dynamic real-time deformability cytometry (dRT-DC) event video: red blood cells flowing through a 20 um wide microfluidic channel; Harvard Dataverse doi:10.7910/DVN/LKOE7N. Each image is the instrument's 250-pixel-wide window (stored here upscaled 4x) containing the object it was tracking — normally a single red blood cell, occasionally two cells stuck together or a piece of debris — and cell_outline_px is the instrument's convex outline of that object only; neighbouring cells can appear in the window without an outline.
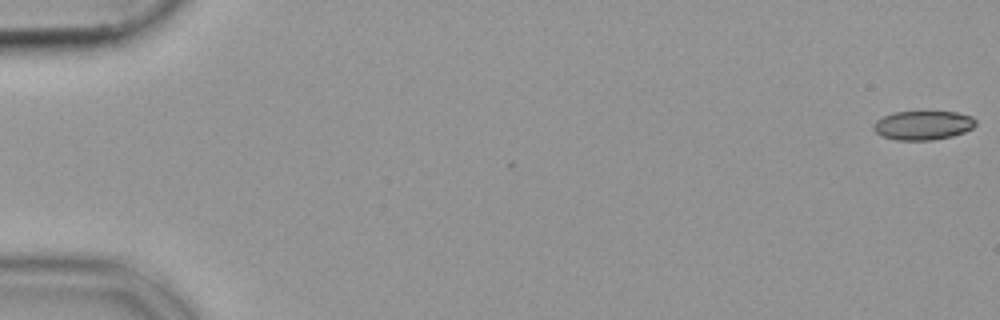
{"species": "common noctule bat (a hibernating species)", "species_latin": "Nyctalus noctula", "temperature_condition": "cold", "stored_images_in_passage": 54, "camera_frame_rate_fps": 3000, "um_per_image_px": 0.085, "animal": {"sex": "female", "body_mass_g": 19.9}, "frame": {"image": 1, "passage_image": 1, "time_ms": 0.0, "image_size_px": [1000, 320], "cell_outline_px": [[976, 124], [972, 128], [964, 132], [952, 136], [932, 140], [896, 140], [880, 136], [872, 128], [872, 124], [876, 120], [892, 112], [956, 112], [972, 116], [976, 120]], "centroid_in_image_um": [78.43, 10.65], "position_along_channel_um": 6.6, "area_um2": 17.4}}
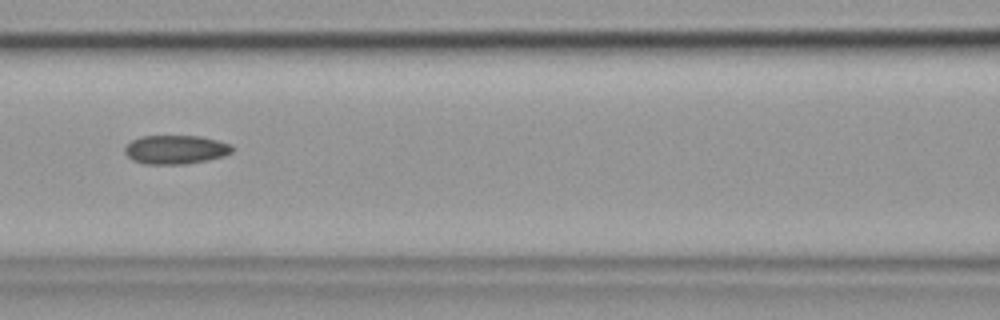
{"frame": {"image": 2, "passage_image": 25, "time_ms": 8.0, "image_size_px": [1000, 320], "cell_outline_px": [[232, 152], [224, 156], [208, 160], [184, 164], [144, 164], [132, 160], [124, 152], [124, 148], [132, 140], [140, 136], [200, 136], [232, 144]], "centroid_in_image_um": [14.92, 12.72], "position_along_channel_um": 151.7, "area_um2": 18.09}}
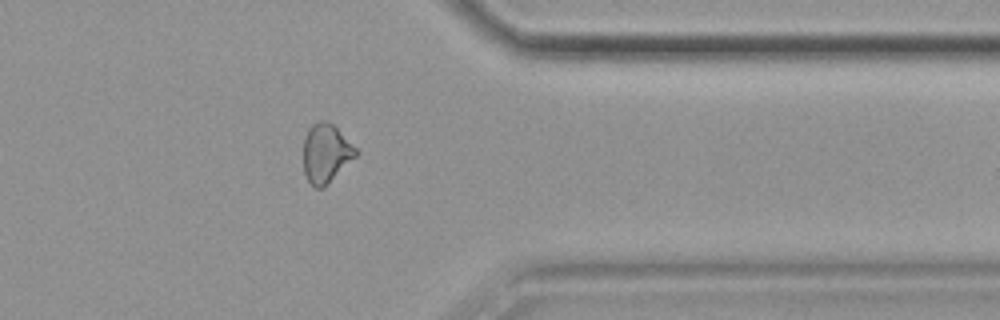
{"frame": {"image": 3, "passage_image": 44, "time_ms": 14.333, "image_size_px": [1000, 320], "cell_outline_px": [[360, 152], [324, 188], [316, 188], [308, 180], [304, 172], [304, 136], [308, 128], [312, 124], [320, 120], [324, 120], [332, 124]], "centroid_in_image_um": [27.7, 13.03], "position_along_channel_um": 383.7, "area_um2": 17.86}}